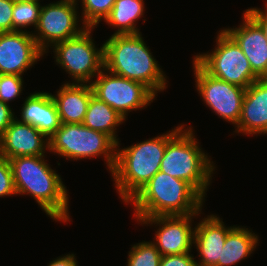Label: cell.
Instances as JSON below:
<instances>
[{"label":"cell","instance_id":"obj_32","mask_svg":"<svg viewBox=\"0 0 267 266\" xmlns=\"http://www.w3.org/2000/svg\"><path fill=\"white\" fill-rule=\"evenodd\" d=\"M77 262L74 254H67L51 261L48 266H78Z\"/></svg>","mask_w":267,"mask_h":266},{"label":"cell","instance_id":"obj_9","mask_svg":"<svg viewBox=\"0 0 267 266\" xmlns=\"http://www.w3.org/2000/svg\"><path fill=\"white\" fill-rule=\"evenodd\" d=\"M107 71V72H104ZM93 95L104 101L126 119L128 111L143 109L155 94L143 83L113 74L103 68L90 83Z\"/></svg>","mask_w":267,"mask_h":266},{"label":"cell","instance_id":"obj_16","mask_svg":"<svg viewBox=\"0 0 267 266\" xmlns=\"http://www.w3.org/2000/svg\"><path fill=\"white\" fill-rule=\"evenodd\" d=\"M236 133L267 135V78H259L246 88Z\"/></svg>","mask_w":267,"mask_h":266},{"label":"cell","instance_id":"obj_12","mask_svg":"<svg viewBox=\"0 0 267 266\" xmlns=\"http://www.w3.org/2000/svg\"><path fill=\"white\" fill-rule=\"evenodd\" d=\"M198 214L169 215L141 218V224H158L155 240L152 242L162 256L179 255L191 252L194 243L192 218Z\"/></svg>","mask_w":267,"mask_h":266},{"label":"cell","instance_id":"obj_27","mask_svg":"<svg viewBox=\"0 0 267 266\" xmlns=\"http://www.w3.org/2000/svg\"><path fill=\"white\" fill-rule=\"evenodd\" d=\"M16 195L12 170L8 159L0 155V197Z\"/></svg>","mask_w":267,"mask_h":266},{"label":"cell","instance_id":"obj_6","mask_svg":"<svg viewBox=\"0 0 267 266\" xmlns=\"http://www.w3.org/2000/svg\"><path fill=\"white\" fill-rule=\"evenodd\" d=\"M117 143L107 134L82 123H62L49 138V150L67 160L104 156L111 172L115 165Z\"/></svg>","mask_w":267,"mask_h":266},{"label":"cell","instance_id":"obj_10","mask_svg":"<svg viewBox=\"0 0 267 266\" xmlns=\"http://www.w3.org/2000/svg\"><path fill=\"white\" fill-rule=\"evenodd\" d=\"M76 6L77 0H60L42 6L35 31L38 33H32V36L44 53H47L49 46L74 38L87 29L86 26L78 27L80 25Z\"/></svg>","mask_w":267,"mask_h":266},{"label":"cell","instance_id":"obj_11","mask_svg":"<svg viewBox=\"0 0 267 266\" xmlns=\"http://www.w3.org/2000/svg\"><path fill=\"white\" fill-rule=\"evenodd\" d=\"M193 66L196 88L204 103L219 117L236 126L246 89L211 76L194 59Z\"/></svg>","mask_w":267,"mask_h":266},{"label":"cell","instance_id":"obj_25","mask_svg":"<svg viewBox=\"0 0 267 266\" xmlns=\"http://www.w3.org/2000/svg\"><path fill=\"white\" fill-rule=\"evenodd\" d=\"M161 257L152 241L140 242L131 247L126 266H160Z\"/></svg>","mask_w":267,"mask_h":266},{"label":"cell","instance_id":"obj_18","mask_svg":"<svg viewBox=\"0 0 267 266\" xmlns=\"http://www.w3.org/2000/svg\"><path fill=\"white\" fill-rule=\"evenodd\" d=\"M30 124L49 139L61 126L60 116L56 104L48 92H35L29 95L21 109V120Z\"/></svg>","mask_w":267,"mask_h":266},{"label":"cell","instance_id":"obj_4","mask_svg":"<svg viewBox=\"0 0 267 266\" xmlns=\"http://www.w3.org/2000/svg\"><path fill=\"white\" fill-rule=\"evenodd\" d=\"M166 134L136 143L122 150L116 148L115 165L111 174L117 192L127 203L159 170L167 141L182 127Z\"/></svg>","mask_w":267,"mask_h":266},{"label":"cell","instance_id":"obj_23","mask_svg":"<svg viewBox=\"0 0 267 266\" xmlns=\"http://www.w3.org/2000/svg\"><path fill=\"white\" fill-rule=\"evenodd\" d=\"M42 6L39 0L14 1L12 22L13 31H23L22 28L38 25Z\"/></svg>","mask_w":267,"mask_h":266},{"label":"cell","instance_id":"obj_1","mask_svg":"<svg viewBox=\"0 0 267 266\" xmlns=\"http://www.w3.org/2000/svg\"><path fill=\"white\" fill-rule=\"evenodd\" d=\"M43 157L18 156L8 160L16 194L31 195L50 218L67 222L70 219L67 189L61 176Z\"/></svg>","mask_w":267,"mask_h":266},{"label":"cell","instance_id":"obj_31","mask_svg":"<svg viewBox=\"0 0 267 266\" xmlns=\"http://www.w3.org/2000/svg\"><path fill=\"white\" fill-rule=\"evenodd\" d=\"M266 9L262 11L260 8L246 9V12L261 26L267 39V3Z\"/></svg>","mask_w":267,"mask_h":266},{"label":"cell","instance_id":"obj_19","mask_svg":"<svg viewBox=\"0 0 267 266\" xmlns=\"http://www.w3.org/2000/svg\"><path fill=\"white\" fill-rule=\"evenodd\" d=\"M92 95L90 84L74 82L63 84L56 96L51 94L61 123H82Z\"/></svg>","mask_w":267,"mask_h":266},{"label":"cell","instance_id":"obj_26","mask_svg":"<svg viewBox=\"0 0 267 266\" xmlns=\"http://www.w3.org/2000/svg\"><path fill=\"white\" fill-rule=\"evenodd\" d=\"M23 77L11 74L0 75V100L9 105V101L20 96L23 88Z\"/></svg>","mask_w":267,"mask_h":266},{"label":"cell","instance_id":"obj_22","mask_svg":"<svg viewBox=\"0 0 267 266\" xmlns=\"http://www.w3.org/2000/svg\"><path fill=\"white\" fill-rule=\"evenodd\" d=\"M144 7L143 0H116L104 21L118 28L114 34H139L135 24L144 15Z\"/></svg>","mask_w":267,"mask_h":266},{"label":"cell","instance_id":"obj_3","mask_svg":"<svg viewBox=\"0 0 267 266\" xmlns=\"http://www.w3.org/2000/svg\"><path fill=\"white\" fill-rule=\"evenodd\" d=\"M139 34H113L104 45V68L143 83L155 95L166 86V76Z\"/></svg>","mask_w":267,"mask_h":266},{"label":"cell","instance_id":"obj_17","mask_svg":"<svg viewBox=\"0 0 267 266\" xmlns=\"http://www.w3.org/2000/svg\"><path fill=\"white\" fill-rule=\"evenodd\" d=\"M202 220L194 227L193 244L200 257L197 266H215L221 259L226 236L235 226L227 228L224 222L215 215H208Z\"/></svg>","mask_w":267,"mask_h":266},{"label":"cell","instance_id":"obj_5","mask_svg":"<svg viewBox=\"0 0 267 266\" xmlns=\"http://www.w3.org/2000/svg\"><path fill=\"white\" fill-rule=\"evenodd\" d=\"M195 138L192 127L182 126L167 141L159 171L188 182L205 199L215 167Z\"/></svg>","mask_w":267,"mask_h":266},{"label":"cell","instance_id":"obj_29","mask_svg":"<svg viewBox=\"0 0 267 266\" xmlns=\"http://www.w3.org/2000/svg\"><path fill=\"white\" fill-rule=\"evenodd\" d=\"M160 266H197L194 256L189 253L161 257Z\"/></svg>","mask_w":267,"mask_h":266},{"label":"cell","instance_id":"obj_28","mask_svg":"<svg viewBox=\"0 0 267 266\" xmlns=\"http://www.w3.org/2000/svg\"><path fill=\"white\" fill-rule=\"evenodd\" d=\"M13 6V0H0V33L13 31Z\"/></svg>","mask_w":267,"mask_h":266},{"label":"cell","instance_id":"obj_2","mask_svg":"<svg viewBox=\"0 0 267 266\" xmlns=\"http://www.w3.org/2000/svg\"><path fill=\"white\" fill-rule=\"evenodd\" d=\"M204 198L186 181L158 171L127 203L141 218L201 214Z\"/></svg>","mask_w":267,"mask_h":266},{"label":"cell","instance_id":"obj_24","mask_svg":"<svg viewBox=\"0 0 267 266\" xmlns=\"http://www.w3.org/2000/svg\"><path fill=\"white\" fill-rule=\"evenodd\" d=\"M78 1V0H77ZM82 26L94 28L105 19L112 10L116 0H81Z\"/></svg>","mask_w":267,"mask_h":266},{"label":"cell","instance_id":"obj_15","mask_svg":"<svg viewBox=\"0 0 267 266\" xmlns=\"http://www.w3.org/2000/svg\"><path fill=\"white\" fill-rule=\"evenodd\" d=\"M238 28L224 29L240 46L248 58L252 71L259 78H267V39L261 26L246 12Z\"/></svg>","mask_w":267,"mask_h":266},{"label":"cell","instance_id":"obj_8","mask_svg":"<svg viewBox=\"0 0 267 266\" xmlns=\"http://www.w3.org/2000/svg\"><path fill=\"white\" fill-rule=\"evenodd\" d=\"M92 29H85L80 35L55 43V61L68 72L75 83H91L104 68V45L100 49L95 47Z\"/></svg>","mask_w":267,"mask_h":266},{"label":"cell","instance_id":"obj_7","mask_svg":"<svg viewBox=\"0 0 267 266\" xmlns=\"http://www.w3.org/2000/svg\"><path fill=\"white\" fill-rule=\"evenodd\" d=\"M216 42L217 47L211 53L194 56L208 74L245 89L259 79L240 46L224 29L218 34Z\"/></svg>","mask_w":267,"mask_h":266},{"label":"cell","instance_id":"obj_21","mask_svg":"<svg viewBox=\"0 0 267 266\" xmlns=\"http://www.w3.org/2000/svg\"><path fill=\"white\" fill-rule=\"evenodd\" d=\"M125 118L104 101L92 95L82 122L86 127L109 135L119 147L116 130Z\"/></svg>","mask_w":267,"mask_h":266},{"label":"cell","instance_id":"obj_20","mask_svg":"<svg viewBox=\"0 0 267 266\" xmlns=\"http://www.w3.org/2000/svg\"><path fill=\"white\" fill-rule=\"evenodd\" d=\"M258 236L248 228L235 226L226 236L221 259L215 266H232L244 260L256 248Z\"/></svg>","mask_w":267,"mask_h":266},{"label":"cell","instance_id":"obj_14","mask_svg":"<svg viewBox=\"0 0 267 266\" xmlns=\"http://www.w3.org/2000/svg\"><path fill=\"white\" fill-rule=\"evenodd\" d=\"M15 119L0 136V155L6 159L39 156L49 150V139L37 128Z\"/></svg>","mask_w":267,"mask_h":266},{"label":"cell","instance_id":"obj_13","mask_svg":"<svg viewBox=\"0 0 267 266\" xmlns=\"http://www.w3.org/2000/svg\"><path fill=\"white\" fill-rule=\"evenodd\" d=\"M44 54L29 31L0 33V74L22 76Z\"/></svg>","mask_w":267,"mask_h":266},{"label":"cell","instance_id":"obj_30","mask_svg":"<svg viewBox=\"0 0 267 266\" xmlns=\"http://www.w3.org/2000/svg\"><path fill=\"white\" fill-rule=\"evenodd\" d=\"M14 113L11 107L0 100V136L14 120Z\"/></svg>","mask_w":267,"mask_h":266}]
</instances>
